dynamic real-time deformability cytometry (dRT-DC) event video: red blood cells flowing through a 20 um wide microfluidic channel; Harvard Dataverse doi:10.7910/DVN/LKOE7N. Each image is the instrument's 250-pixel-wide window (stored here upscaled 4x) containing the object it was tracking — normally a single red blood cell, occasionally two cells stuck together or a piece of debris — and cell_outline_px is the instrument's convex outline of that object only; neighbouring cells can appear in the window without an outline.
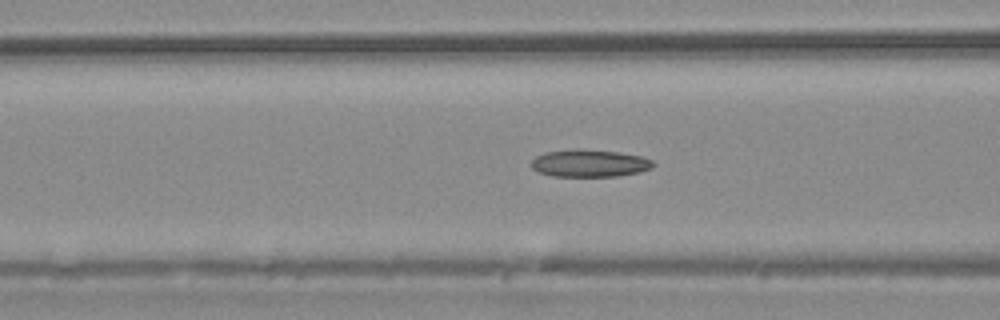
{"species": "common noctule bat (a hibernating species)", "species_latin": "Nyctalus noctula", "temperature_condition": "warm", "stored_images_in_passage": 33, "camera_frame_rate_fps": 3000, "um_per_image_px": 0.085, "animal": {"sex": "male", "body_mass_g": 20.4}, "frame": {"image": 1, "passage_image": 4, "time_ms": 1.0, "image_size_px": [1000, 320], "cell_outline_px": [[656, 164], [652, 168], [640, 172], [616, 176], [552, 176], [540, 172], [532, 168], [532, 160], [536, 156], [544, 152], [620, 152], [640, 156], [652, 160]], "centroid_in_image_um": [50.18, 13.93], "position_along_channel_um": 116.4, "area_um2": 18.44}}
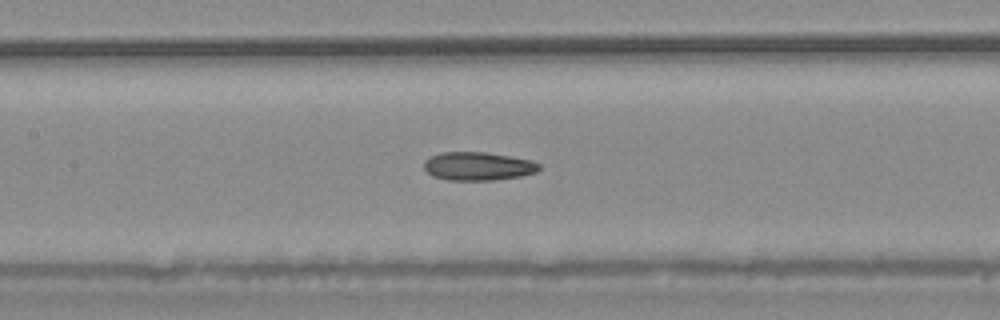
{"frame": {"image": 2, "passage_image": 8, "time_ms": 2.333, "image_size_px": [1000, 320], "cell_outline_px": [[540, 168], [536, 172], [520, 176], [492, 180], [448, 180], [432, 176], [424, 168], [424, 160], [428, 156], [440, 152], [484, 152], [532, 160], [540, 164]], "centroid_in_image_um": [40.59, 14.12], "position_along_channel_um": 166.8, "area_um2": 19.07}}
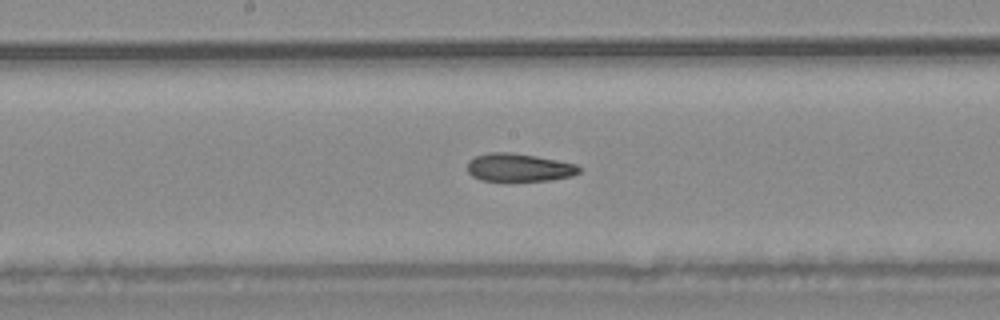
{"frame": {"image": 3, "passage_image": 11, "time_ms": 3.333, "image_size_px": [1000, 320], "cell_outline_px": [[584, 168], [580, 172], [572, 176], [552, 180], [480, 180], [472, 176], [468, 172], [468, 160], [476, 156], [488, 152], [512, 152], [536, 156], [576, 164]], "centroid_in_image_um": [44.13, 14.23], "position_along_channel_um": 204.1, "area_um2": 18.26}}